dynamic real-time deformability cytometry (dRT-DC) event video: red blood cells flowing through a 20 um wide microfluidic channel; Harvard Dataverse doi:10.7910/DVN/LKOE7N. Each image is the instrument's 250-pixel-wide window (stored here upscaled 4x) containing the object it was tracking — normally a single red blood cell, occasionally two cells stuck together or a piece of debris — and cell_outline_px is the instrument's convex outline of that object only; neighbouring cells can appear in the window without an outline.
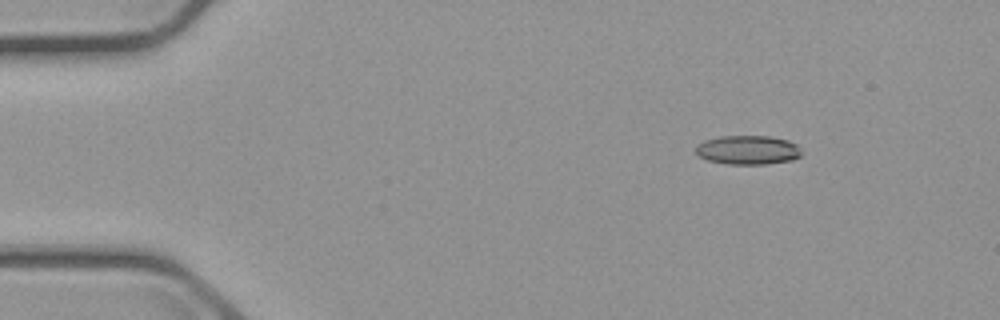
{"species": "common noctule bat (a hibernating species)", "species_latin": "Nyctalus noctula", "temperature_condition": "cold", "stored_images_in_passage": 10, "camera_frame_rate_fps": 3000, "um_per_image_px": 0.085, "animal": {"sex": "male", "body_mass_g": 23.1, "forearm_length_mm": 52.7}, "frame": {"image": 1, "passage_image": 1, "time_ms": 0.0, "image_size_px": [1000, 320], "cell_outline_px": [[800, 156], [792, 160], [764, 164], [728, 164], [708, 160], [700, 156], [696, 152], [696, 148], [704, 140], [720, 136], [768, 136], [788, 140], [796, 144], [800, 152]], "centroid_in_image_um": [63.57, 12.74], "position_along_channel_um": 21.4, "area_um2": 17.69}}
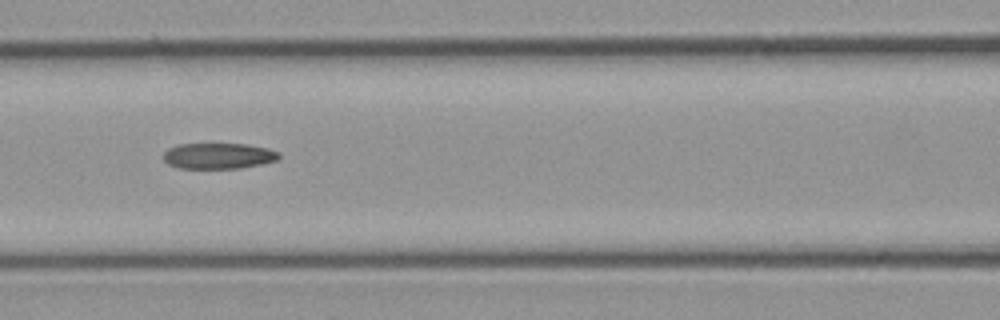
{"frame": {"image": 2, "passage_image": 6, "time_ms": 5.667, "image_size_px": [1000, 320], "cell_outline_px": [[280, 156], [276, 160], [260, 164], [240, 168], [176, 168], [168, 164], [164, 160], [164, 152], [168, 148], [180, 144], [244, 144], [268, 148], [280, 152]], "centroid_in_image_um": [18.55, 13.25], "position_along_channel_um": 148.0, "area_um2": 17.34}}
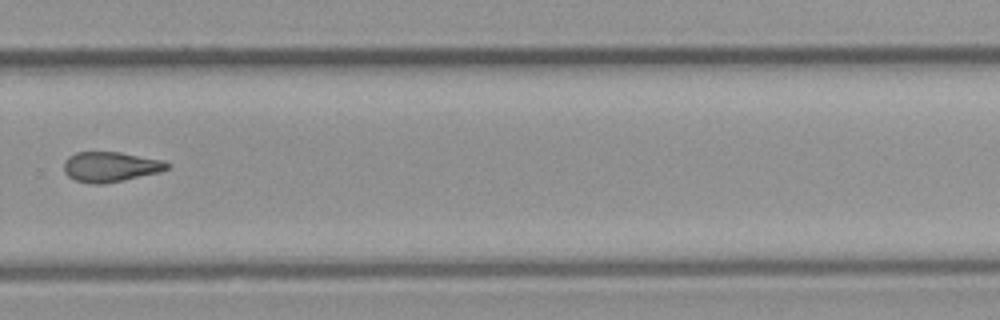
{"frame": {"image": 3, "passage_image": 10, "time_ms": 10.333, "image_size_px": [1000, 320], "cell_outline_px": [[168, 168], [160, 172], [124, 180], [104, 184], [92, 184], [76, 180], [68, 176], [64, 172], [64, 160], [68, 156], [76, 152], [120, 152], [164, 160], [168, 164]], "centroid_in_image_um": [9.37, 14.17], "position_along_channel_um": 320.4, "area_um2": 18.15}}